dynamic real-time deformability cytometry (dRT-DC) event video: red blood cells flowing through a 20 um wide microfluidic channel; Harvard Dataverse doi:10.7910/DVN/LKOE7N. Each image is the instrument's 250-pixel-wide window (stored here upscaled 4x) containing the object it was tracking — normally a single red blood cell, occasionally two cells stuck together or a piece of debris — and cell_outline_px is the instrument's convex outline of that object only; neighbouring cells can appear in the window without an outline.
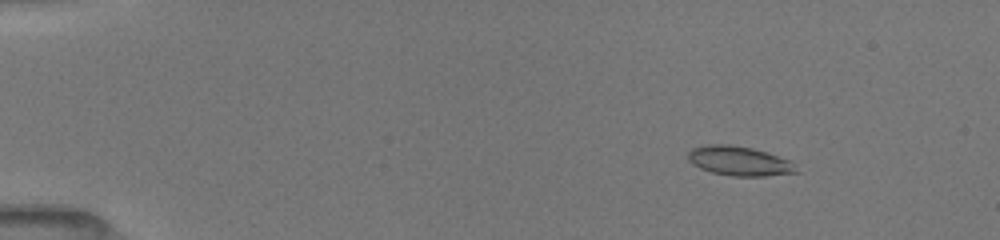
{"species": "common noctule bat (a hibernating species)", "species_latin": "Nyctalus noctula", "temperature_condition": "room temperature", "stored_images_in_passage": 46, "camera_frame_rate_fps": 3000, "um_per_image_px": 0.085, "animal": {"sex": "female", "body_mass_g": 19.5, "forearm_length_mm": 54.1}, "frame": {"image": 1, "passage_image": 9, "time_ms": 2.333, "image_size_px": [1000, 240], "cell_outline_px": [[800, 172], [764, 176], [732, 176], [712, 172], [700, 168], [692, 164], [688, 160], [688, 152], [692, 148], [704, 144], [732, 144], [752, 148], [768, 152], [792, 160]], "centroid_in_image_um": [62.86, 13.67], "position_along_channel_um": 22.1, "area_um2": 18.9}}
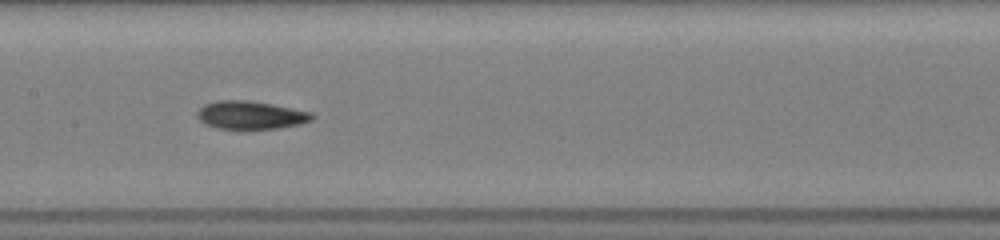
{"frame": {"image": 2, "passage_image": 28, "time_ms": 9.0, "image_size_px": [1000, 240], "cell_outline_px": [[316, 116], [312, 120], [300, 124], [280, 128], [216, 128], [204, 124], [196, 116], [196, 112], [204, 104], [216, 100], [248, 100], [272, 104], [312, 112]], "centroid_in_image_um": [21.3, 9.77], "position_along_channel_um": 186.1, "area_um2": 18.84}}
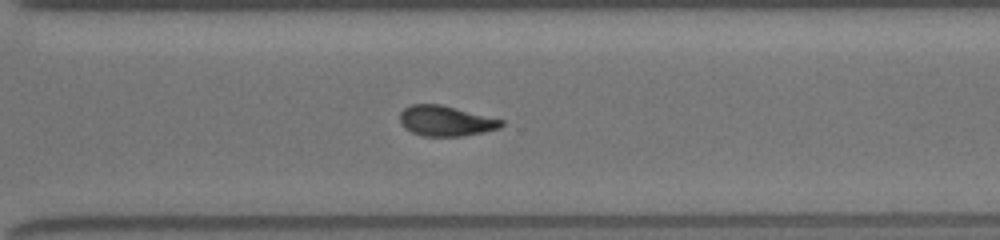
{"frame": {"image": 3, "passage_image": 45, "time_ms": 12.667, "image_size_px": [1000, 240], "cell_outline_px": [[504, 124], [500, 128], [484, 132], [460, 136], [424, 136], [412, 132], [404, 128], [400, 124], [400, 112], [404, 108], [412, 104], [440, 104], [504, 120]], "centroid_in_image_um": [37.88, 10.28], "position_along_channel_um": 332.7, "area_um2": 17.92}}